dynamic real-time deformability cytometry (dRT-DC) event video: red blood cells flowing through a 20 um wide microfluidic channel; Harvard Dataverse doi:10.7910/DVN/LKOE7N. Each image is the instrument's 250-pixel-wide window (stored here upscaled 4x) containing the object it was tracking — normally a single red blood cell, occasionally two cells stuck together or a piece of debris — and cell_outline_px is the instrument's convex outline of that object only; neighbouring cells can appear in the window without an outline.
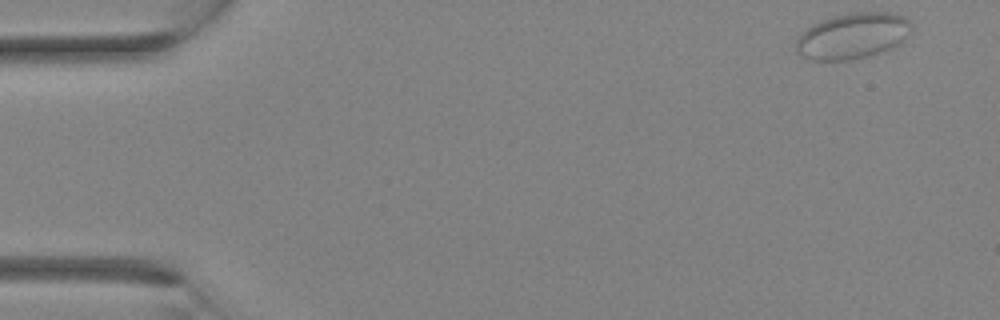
{"species": "Egyptian fruit bat (a non-hibernating species)", "species_latin": "Rousettus aegyptiacus", "temperature_condition": "room temperature", "stored_images_in_passage": 4, "camera_frame_rate_fps": 3000, "um_per_image_px": 0.085, "animal": {"sex": "female"}, "frame": {"image": 1, "passage_image": 1, "time_ms": 0.0, "image_size_px": [1000, 320], "cell_outline_px": [[912, 32], [904, 40], [888, 48], [868, 56], [848, 60], [812, 60], [800, 56], [796, 48], [796, 40], [812, 24], [820, 20], [832, 16], [852, 12], [888, 12], [904, 16], [912, 24]], "centroid_in_image_um": [72.48, 3.03], "position_along_channel_um": 12.5, "area_um2": 30.75}}
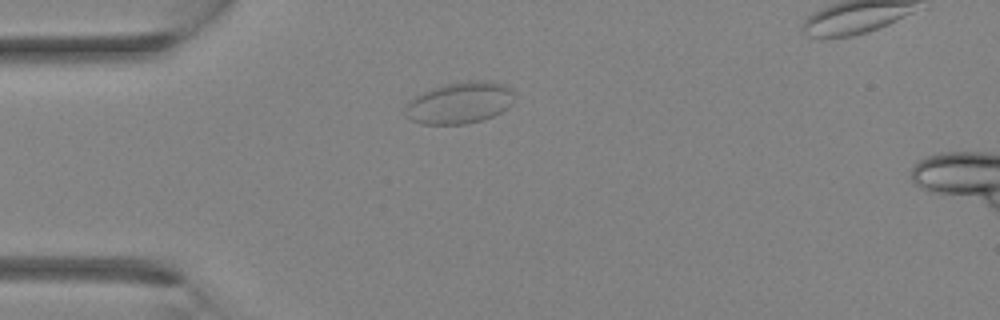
{"frame": {"image": 2, "passage_image": 3, "time_ms": 0.667, "image_size_px": [1000, 320], "cell_outline_px": [[512, 104], [508, 108], [492, 116], [480, 120], [464, 124], [420, 124], [404, 116], [404, 108], [408, 100], [432, 88], [444, 84], [464, 80], [488, 80], [504, 84], [512, 88]], "centroid_in_image_um": [39.04, 8.72], "position_along_channel_um": 46.0, "area_um2": 26.7}}